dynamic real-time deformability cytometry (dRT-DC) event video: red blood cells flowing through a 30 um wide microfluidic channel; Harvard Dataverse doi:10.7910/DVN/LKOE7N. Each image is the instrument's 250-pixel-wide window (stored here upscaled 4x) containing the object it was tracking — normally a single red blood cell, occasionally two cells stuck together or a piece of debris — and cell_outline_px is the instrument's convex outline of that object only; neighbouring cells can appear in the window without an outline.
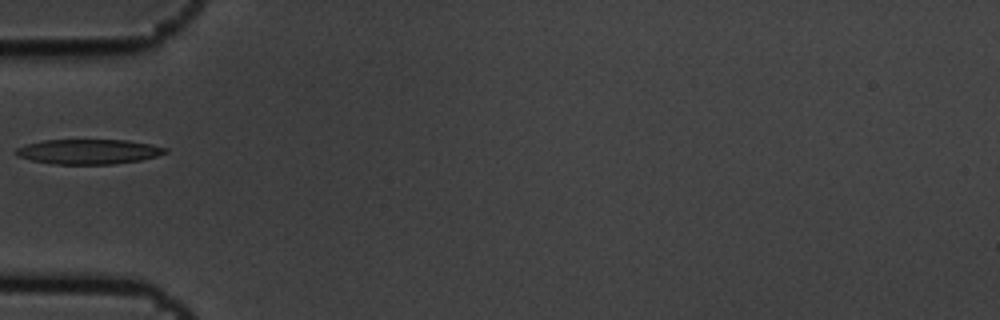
{"species": "common noctule bat (a hibernating species)", "species_latin": "Nyctalus noctula", "temperature_condition": "cold", "stored_images_in_passage": 5, "camera_frame_rate_fps": 3000, "um_per_image_px": 0.085, "animal": {"sex": "male", "body_mass_g": 19.5, "forearm_length_mm": 54.6}, "frame": {"image": 1, "passage_image": 4, "time_ms": 1.0, "image_size_px": [1000, 320], "cell_outline_px": [[168, 152], [156, 156], [140, 160], [112, 164], [52, 164], [32, 160], [16, 156], [16, 148], [28, 144], [44, 140], [128, 140], [152, 144], [168, 148]], "centroid_in_image_um": [7.55, 12.89], "position_along_channel_um": 77.4, "area_um2": 21.62}}
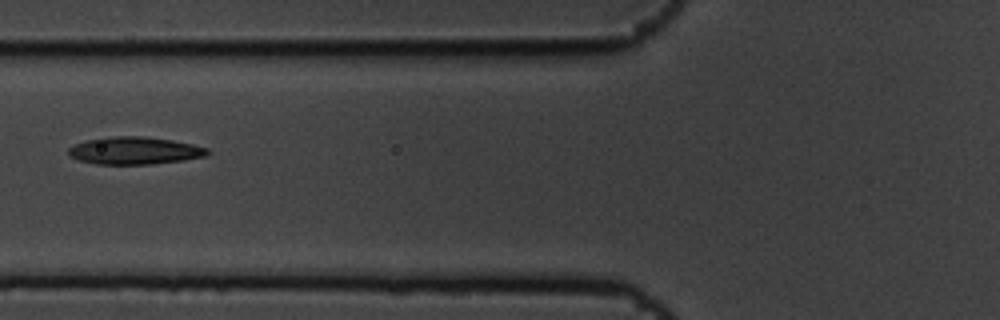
{"frame": {"image": 2, "passage_image": 5, "time_ms": 1.333, "image_size_px": [1000, 320], "cell_outline_px": [[212, 152], [208, 156], [184, 160], [152, 164], [96, 164], [80, 160], [72, 156], [68, 152], [68, 148], [84, 140], [116, 136], [140, 136], [172, 140], [192, 144], [208, 148]], "centroid_in_image_um": [11.5, 12.8], "position_along_channel_um": 114.3, "area_um2": 22.2}}